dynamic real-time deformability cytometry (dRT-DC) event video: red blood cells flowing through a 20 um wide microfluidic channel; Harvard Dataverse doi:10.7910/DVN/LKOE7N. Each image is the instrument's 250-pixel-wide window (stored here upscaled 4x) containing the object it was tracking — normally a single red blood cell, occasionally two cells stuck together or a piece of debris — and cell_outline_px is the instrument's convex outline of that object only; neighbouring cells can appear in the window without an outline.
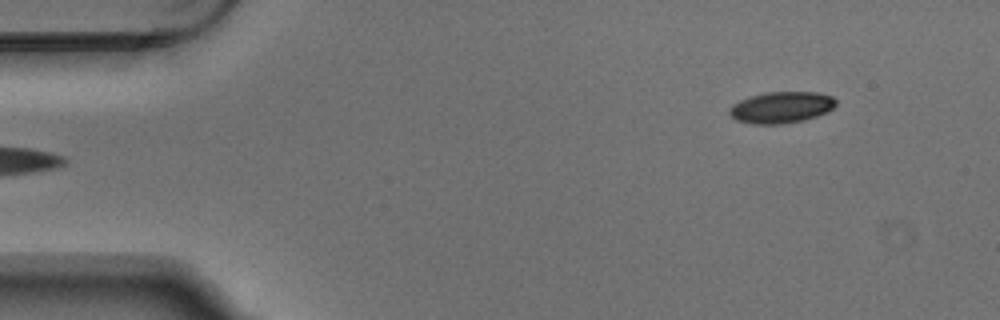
{"species": "Egyptian fruit bat (a non-hibernating species)", "species_latin": "Rousettus aegyptiacus", "temperature_condition": "warm", "stored_images_in_passage": 2, "camera_frame_rate_fps": 3000, "um_per_image_px": 0.085, "animal": {"sex": "male"}, "frame": {"image": 1, "passage_image": 2, "time_ms": 0.333, "image_size_px": [1000, 320], "cell_outline_px": [[836, 104], [828, 112], [804, 120], [780, 124], [752, 124], [736, 120], [728, 112], [728, 108], [732, 104], [740, 100], [752, 96], [768, 92], [816, 92], [832, 96], [836, 100]], "centroid_in_image_um": [66.4, 9.13], "position_along_channel_um": 18.6, "area_um2": 19.48}}